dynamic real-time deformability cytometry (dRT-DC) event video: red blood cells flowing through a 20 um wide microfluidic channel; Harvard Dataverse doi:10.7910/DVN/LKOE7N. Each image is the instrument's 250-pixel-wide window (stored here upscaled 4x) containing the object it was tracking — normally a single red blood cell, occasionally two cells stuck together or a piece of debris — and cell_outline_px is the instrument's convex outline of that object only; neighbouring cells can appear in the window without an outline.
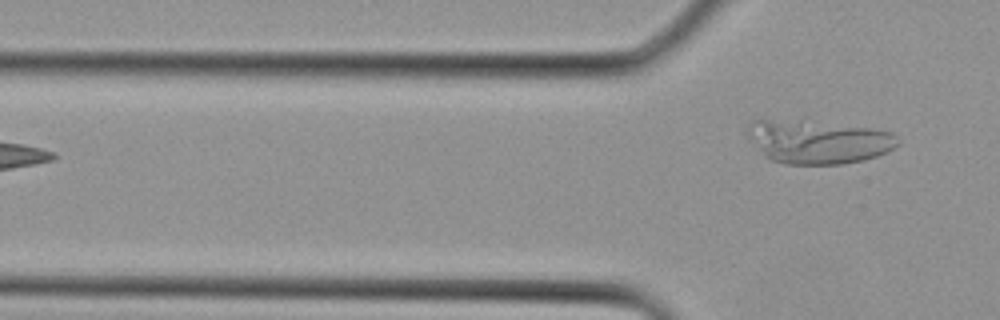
{"species": "Egyptian fruit bat (a non-hibernating species)", "species_latin": "Rousettus aegyptiacus", "temperature_condition": "cold", "stored_images_in_passage": 2, "camera_frame_rate_fps": 3000, "um_per_image_px": 0.085, "animal": {"sex": "female"}, "frame": {"image": 1, "passage_image": 2, "time_ms": 0.333, "image_size_px": [1000, 320], "cell_outline_px": [[900, 144], [896, 148], [876, 156], [864, 160], [840, 164], [784, 164], [772, 160], [764, 156], [748, 136], [748, 124], [752, 120], [760, 116], [764, 116], [872, 128], [892, 132], [900, 140]], "centroid_in_image_um": [69.5, 12.01], "position_along_channel_um": 56.3, "area_um2": 38.84}}